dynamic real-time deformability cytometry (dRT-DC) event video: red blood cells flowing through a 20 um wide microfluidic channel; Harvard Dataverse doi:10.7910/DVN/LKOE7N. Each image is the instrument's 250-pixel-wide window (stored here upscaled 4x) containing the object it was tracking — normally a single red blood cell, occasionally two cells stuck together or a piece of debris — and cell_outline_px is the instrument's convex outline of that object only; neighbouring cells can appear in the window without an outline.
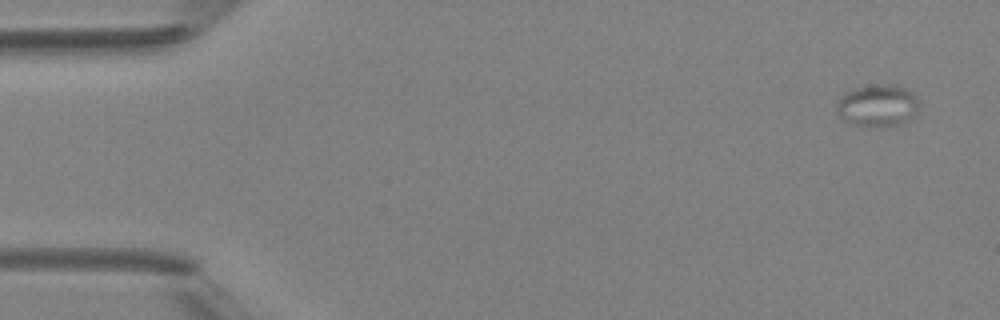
{"species": "Egyptian fruit bat (a non-hibernating species)", "species_latin": "Rousettus aegyptiacus", "temperature_condition": "room temperature", "stored_images_in_passage": 7, "camera_frame_rate_fps": 3000, "um_per_image_px": 0.085, "animal": {"sex": "female"}, "frame": {"image": 1, "passage_image": 1, "time_ms": 0.0, "image_size_px": [1000, 320], "cell_outline_px": [[916, 108], [912, 116], [904, 124], [852, 124], [844, 120], [840, 116], [836, 108], [836, 104], [840, 96], [856, 88], [876, 84], [896, 84], [908, 88], [916, 96]], "centroid_in_image_um": [74.58, 8.91], "position_along_channel_um": 10.4, "area_um2": 19.59}}
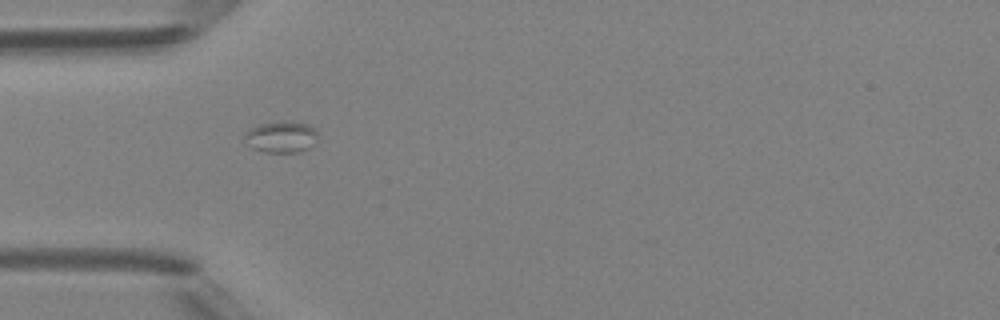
{"frame": {"image": 2, "passage_image": 4, "time_ms": 4.333, "image_size_px": [1000, 320], "cell_outline_px": [[316, 140], [308, 148], [300, 152], [264, 152], [252, 148], [248, 144], [244, 136], [244, 132], [260, 124], [284, 120], [308, 124], [316, 128]], "centroid_in_image_um": [23.9, 11.62], "position_along_channel_um": 61.1, "area_um2": 13.41}}
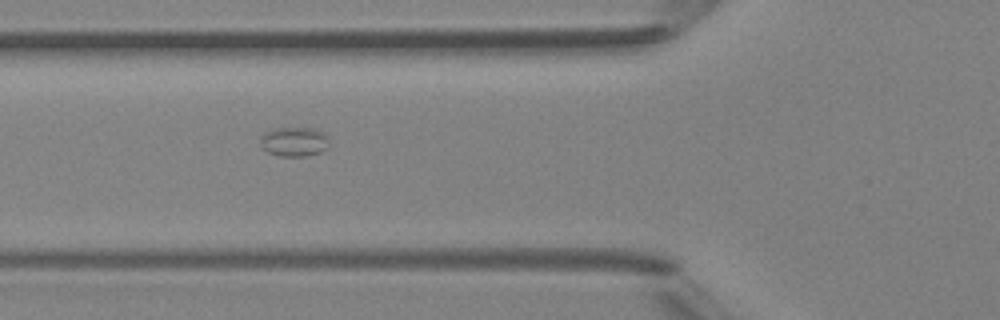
{"frame": {"image": 3, "passage_image": 5, "time_ms": 5.333, "image_size_px": [1000, 320], "cell_outline_px": [[328, 148], [320, 152], [304, 156], [280, 156], [268, 152], [260, 144], [260, 136], [264, 132], [276, 128], [312, 128], [324, 132], [328, 136]], "centroid_in_image_um": [25.01, 12.03], "position_along_channel_um": 100.8, "area_um2": 11.85}}